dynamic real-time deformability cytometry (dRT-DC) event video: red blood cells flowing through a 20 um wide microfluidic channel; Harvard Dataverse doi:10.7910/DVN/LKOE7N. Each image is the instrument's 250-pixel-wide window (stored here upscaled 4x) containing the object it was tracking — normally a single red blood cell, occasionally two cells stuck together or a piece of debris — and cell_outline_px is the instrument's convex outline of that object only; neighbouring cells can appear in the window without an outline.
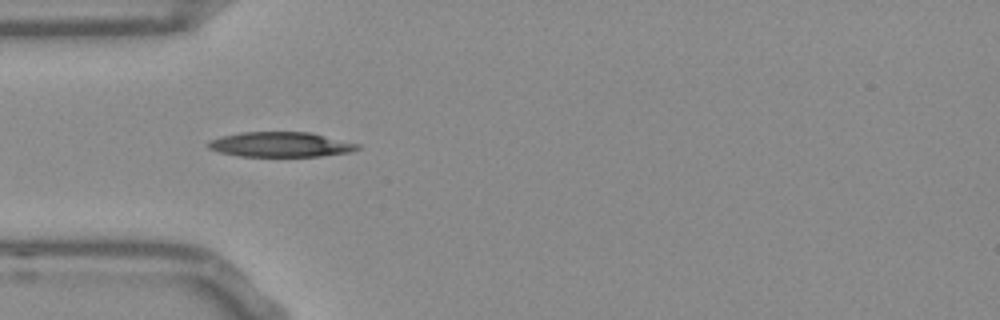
{"species": "Egyptian fruit bat (a non-hibernating species)", "species_latin": "Rousettus aegyptiacus", "temperature_condition": "room temperature", "stored_images_in_passage": 38, "camera_frame_rate_fps": 3000, "um_per_image_px": 0.085, "frame": {"image": 1, "passage_image": 1, "time_ms": 0.0, "image_size_px": [1000, 320], "cell_outline_px": [[360, 148], [352, 152], [320, 156], [240, 156], [220, 152], [208, 148], [208, 140], [220, 136], [240, 132], [308, 132], [360, 144]], "centroid_in_image_um": [23.84, 12.28], "position_along_channel_um": 61.2, "area_um2": 21.68}}
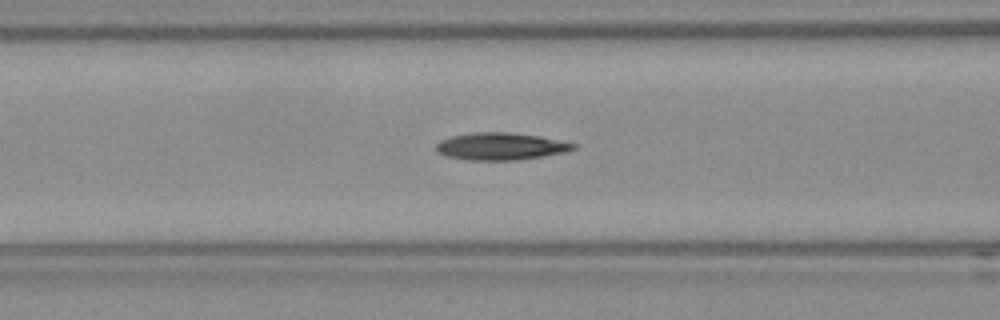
{"frame": {"image": 2, "passage_image": 6, "time_ms": 1.667, "image_size_px": [1000, 320], "cell_outline_px": [[576, 148], [564, 152], [516, 160], [468, 160], [448, 156], [436, 152], [436, 144], [440, 140], [452, 136], [476, 132], [508, 132], [540, 136], [564, 140], [576, 144]], "centroid_in_image_um": [42.56, 12.43], "position_along_channel_um": 124.0, "area_um2": 21.73}}
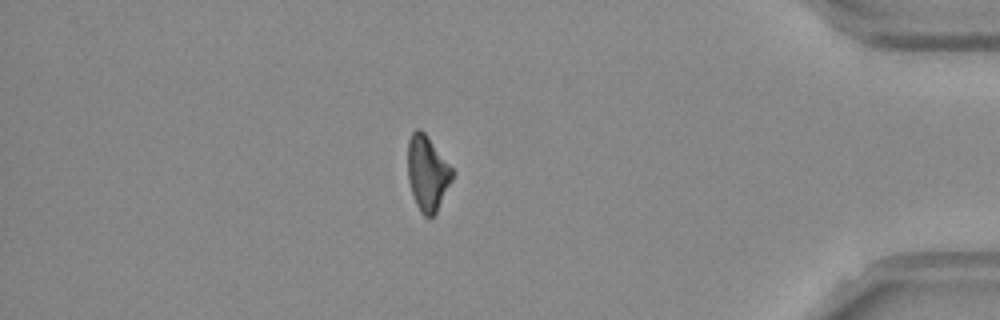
{"frame": {"image": 3, "passage_image": 31, "time_ms": 10.0, "image_size_px": [1000, 320], "cell_outline_px": [[456, 172], [436, 212], [432, 216], [424, 216], [420, 212], [416, 204], [408, 180], [408, 140], [412, 132], [416, 128], [420, 128], [428, 136]], "centroid_in_image_um": [36.34, 14.68], "position_along_channel_um": 398.9, "area_um2": 19.54}, "authors_computed_cell_mechanics": {"area_um2": 20.7213, "velocity_mm_per_s": 3.7991, "shape_relaxation_time_tau1_ms": 6.5593, "shape_relaxation_time_tau2_ms": null, "deformation_change_tau1": 0.1661, "deformation_change_tau2": null}}